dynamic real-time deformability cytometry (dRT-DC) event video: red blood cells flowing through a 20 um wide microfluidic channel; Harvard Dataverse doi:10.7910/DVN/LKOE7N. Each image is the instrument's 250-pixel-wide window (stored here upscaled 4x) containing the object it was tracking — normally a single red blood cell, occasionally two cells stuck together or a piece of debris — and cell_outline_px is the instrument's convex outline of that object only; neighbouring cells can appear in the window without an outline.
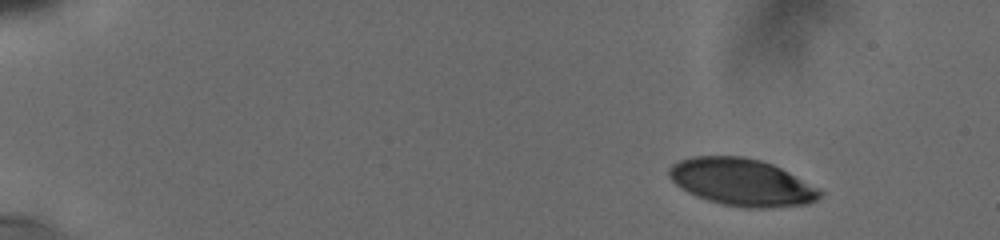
{"species": "human", "species_latin": "Homo sapiens", "temperature_condition": "cold", "stored_images_in_passage": 25, "camera_frame_rate_fps": 3000, "um_per_image_px": 0.085, "donor": {"sex": "male"}, "frame": {"image": 1, "passage_image": 1, "time_ms": 0.0, "image_size_px": [1000, 240], "cell_outline_px": [[824, 192], [816, 200], [808, 204], [772, 208], [744, 208], [724, 204], [708, 200], [696, 196], [680, 188], [668, 176], [668, 168], [672, 164], [680, 160], [692, 156], [740, 156], [760, 160], [772, 164], [820, 188]], "centroid_in_image_um": [63.05, 15.49], "position_along_channel_um": 21.9, "area_um2": 41.56}}
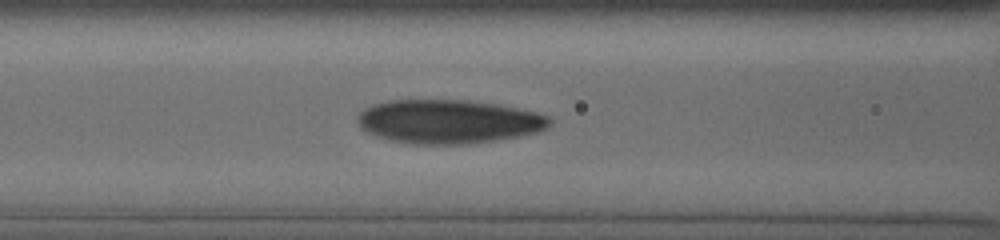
{"frame": {"image": 2, "passage_image": 19, "time_ms": 6.333, "image_size_px": [1000, 240], "cell_outline_px": [[552, 120], [548, 128], [536, 132], [520, 136], [468, 144], [416, 144], [392, 140], [376, 136], [360, 128], [356, 120], [356, 116], [364, 108], [372, 104], [392, 100], [468, 100], [496, 104], [536, 112], [548, 116]], "centroid_in_image_um": [38.1, 10.33], "position_along_channel_um": 128.5, "area_um2": 49.07}}
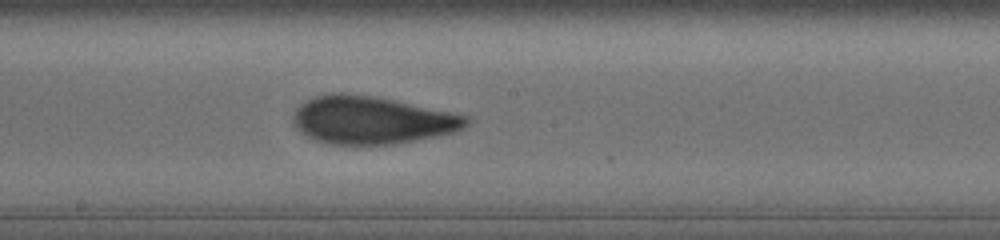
{"frame": {"image": 3, "passage_image": 25, "time_ms": 8.667, "image_size_px": [1000, 240], "cell_outline_px": [[468, 124], [464, 128], [456, 132], [416, 140], [392, 144], [328, 144], [316, 140], [300, 132], [292, 124], [292, 116], [296, 108], [300, 104], [316, 96], [340, 92], [344, 92], [372, 96], [452, 112], [468, 116]], "centroid_in_image_um": [31.57, 10.21], "position_along_channel_um": 216.6, "area_um2": 47.97}}